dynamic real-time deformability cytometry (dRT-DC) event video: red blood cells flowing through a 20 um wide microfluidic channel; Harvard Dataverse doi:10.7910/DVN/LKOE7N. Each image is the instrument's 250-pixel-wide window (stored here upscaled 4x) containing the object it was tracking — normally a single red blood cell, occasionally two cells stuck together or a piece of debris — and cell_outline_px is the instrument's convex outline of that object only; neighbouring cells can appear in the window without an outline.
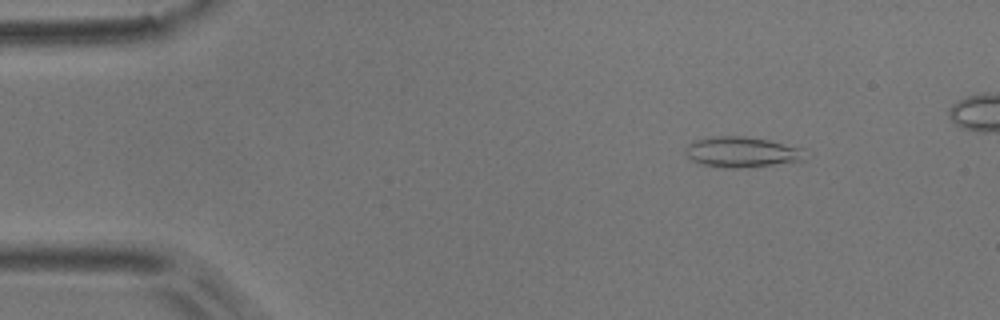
{"species": "common noctule bat (a hibernating species)", "species_latin": "Nyctalus noctula", "temperature_condition": "room temperature", "stored_images_in_passage": 4, "camera_frame_rate_fps": 3000, "um_per_image_px": 0.085, "animal": {"sex": "male", "body_mass_g": 17.9}, "frame": {"image": 1, "passage_image": 1, "time_ms": 0.0, "image_size_px": [1000, 320], "cell_outline_px": [[804, 160], [748, 168], [720, 168], [700, 164], [692, 160], [684, 152], [684, 148], [688, 144], [696, 140], [716, 136], [744, 136], [768, 140], [804, 148]], "centroid_in_image_um": [63.03, 12.94], "position_along_channel_um": 22.0, "area_um2": 21.44}}